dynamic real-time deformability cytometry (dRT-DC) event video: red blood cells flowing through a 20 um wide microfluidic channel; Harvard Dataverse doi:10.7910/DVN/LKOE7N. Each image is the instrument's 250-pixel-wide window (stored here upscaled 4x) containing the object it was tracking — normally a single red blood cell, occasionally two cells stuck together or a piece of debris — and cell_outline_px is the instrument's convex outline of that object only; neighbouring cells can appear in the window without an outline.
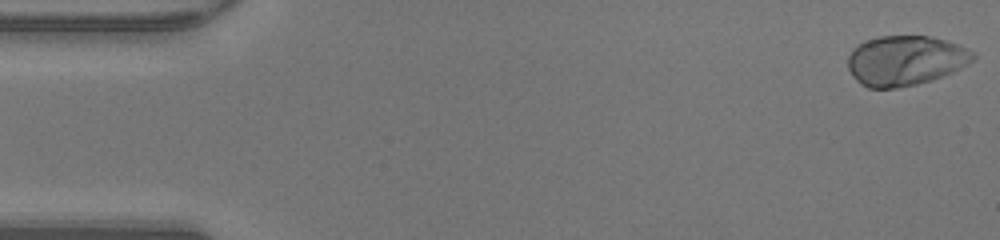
{"species": "human", "species_latin": "Homo sapiens", "temperature_condition": "warm", "stored_images_in_passage": 48, "camera_frame_rate_fps": 3000, "um_per_image_px": 0.085, "donor": {"sex": "male"}, "frame": {"image": 1, "passage_image": 1, "time_ms": 0.0, "image_size_px": [1000, 240], "cell_outline_px": [[976, 56], [968, 64], [952, 72], [932, 80], [916, 84], [896, 88], [868, 88], [860, 84], [856, 80], [848, 68], [848, 56], [860, 44], [868, 40], [880, 36], [928, 36], [944, 40], [956, 44], [972, 52]], "centroid_in_image_um": [76.94, 5.16], "position_along_channel_um": 8.1, "area_um2": 35.95}}
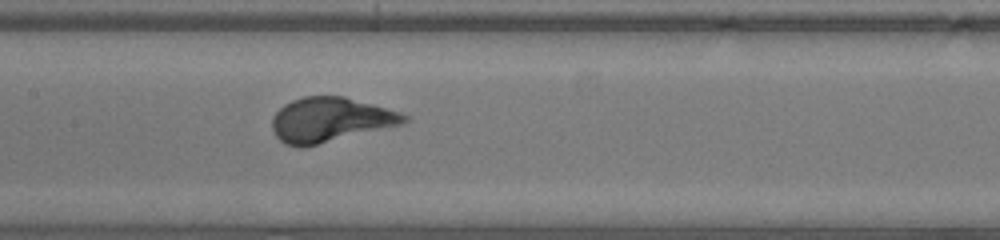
{"frame": {"image": 2, "passage_image": 23, "time_ms": 7.333, "image_size_px": [1000, 240], "cell_outline_px": [[408, 120], [404, 124], [300, 148], [284, 144], [276, 136], [272, 128], [272, 116], [284, 104], [292, 100], [304, 96], [344, 96], [400, 112], [408, 116]], "centroid_in_image_um": [28.05, 10.18], "position_along_channel_um": 179.4, "area_um2": 34.16}}
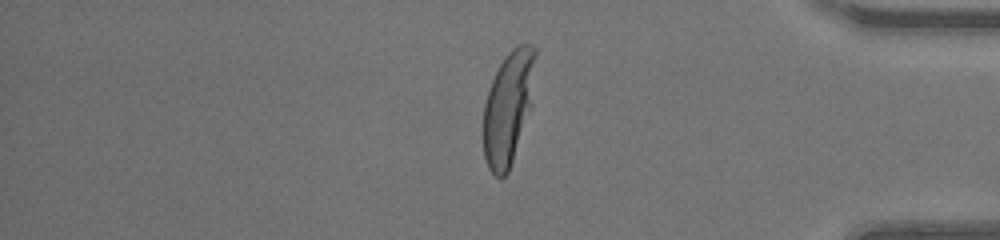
{"frame": {"image": 3, "passage_image": 40, "time_ms": 13.0, "image_size_px": [1000, 240], "cell_outline_px": [[536, 56], [532, 108], [508, 172], [500, 180], [488, 168], [484, 156], [484, 104], [488, 88], [504, 56], [516, 44], [532, 44], [536, 48]], "centroid_in_image_um": [43.23, 9.12], "position_along_channel_um": 392.0, "area_um2": 34.74}, "authors_computed_cell_mechanics": {"area_um2": 34.0153, "velocity_mm_per_s": 4.274, "shape_relaxation_time_tau1_ms": 2.478, "shape_relaxation_time_tau2_ms": null, "deformation_change_tau1": 0.1959, "deformation_change_tau2": null}}